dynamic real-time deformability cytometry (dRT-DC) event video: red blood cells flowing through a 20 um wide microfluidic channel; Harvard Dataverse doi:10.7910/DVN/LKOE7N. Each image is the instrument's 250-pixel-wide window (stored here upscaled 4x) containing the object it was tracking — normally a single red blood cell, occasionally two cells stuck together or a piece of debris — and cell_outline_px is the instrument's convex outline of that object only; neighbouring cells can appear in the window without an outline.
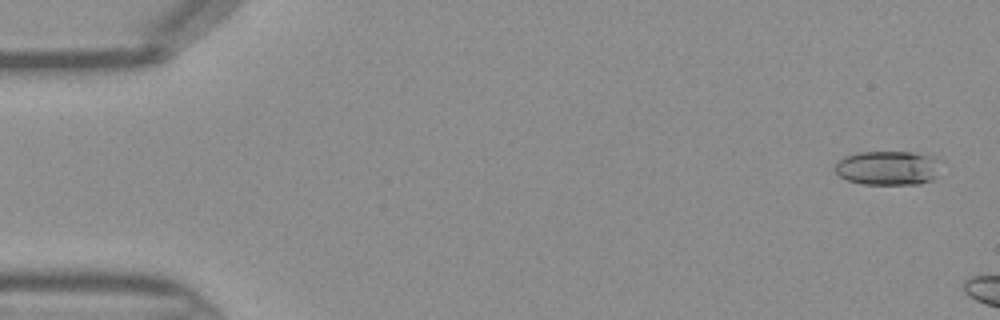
{"species": "Egyptian fruit bat (a non-hibernating species)", "species_latin": "Rousettus aegyptiacus", "temperature_condition": "warm", "stored_images_in_passage": 9, "camera_frame_rate_fps": 3000, "um_per_image_px": 0.085, "frame": {"image": 1, "passage_image": 2, "time_ms": 0.333, "image_size_px": [1000, 320], "cell_outline_px": [[936, 176], [932, 180], [920, 184], [864, 184], [848, 180], [840, 176], [836, 172], [836, 164], [844, 156], [860, 152], [912, 152], [932, 156], [936, 160]], "centroid_in_image_um": [75.44, 14.28], "position_along_channel_um": 9.6, "area_um2": 20.75}}